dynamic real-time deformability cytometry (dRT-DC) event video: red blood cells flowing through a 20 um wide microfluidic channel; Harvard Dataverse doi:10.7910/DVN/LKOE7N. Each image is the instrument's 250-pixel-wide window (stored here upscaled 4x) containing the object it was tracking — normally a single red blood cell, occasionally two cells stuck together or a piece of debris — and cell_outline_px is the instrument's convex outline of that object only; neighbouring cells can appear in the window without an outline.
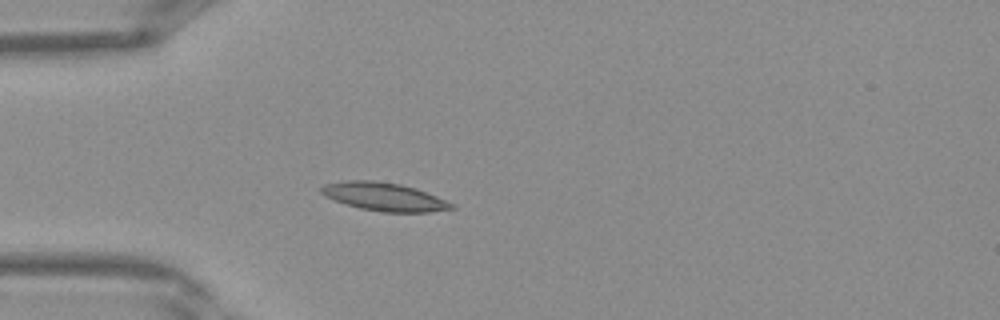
{"species": "Egyptian fruit bat (a non-hibernating species)", "species_latin": "Rousettus aegyptiacus", "temperature_condition": "warm", "stored_images_in_passage": 30, "camera_frame_rate_fps": 3000, "um_per_image_px": 0.085, "frame": {"image": 1, "passage_image": 1, "time_ms": 0.0, "image_size_px": [1000, 320], "cell_outline_px": [[456, 208], [428, 212], [384, 212], [360, 208], [324, 196], [320, 192], [320, 188], [324, 184], [344, 180], [372, 180], [400, 184], [416, 188], [436, 196], [452, 204]], "centroid_in_image_um": [32.62, 16.71], "position_along_channel_um": 52.4, "area_um2": 21.21}}
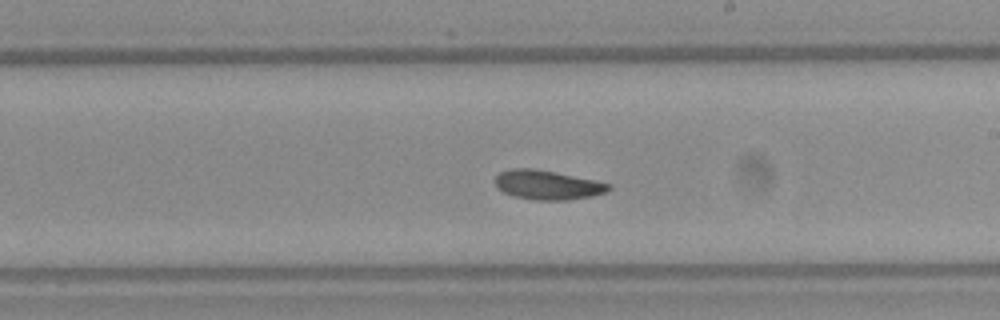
{"frame": {"image": 2, "passage_image": 13, "time_ms": 4.0, "image_size_px": [1000, 320], "cell_outline_px": [[612, 188], [608, 192], [592, 196], [568, 200], [536, 200], [516, 196], [504, 192], [496, 188], [492, 180], [500, 172], [512, 168], [532, 168], [556, 172], [596, 180], [612, 184]], "centroid_in_image_um": [46.55, 15.71], "position_along_channel_um": 242.5, "area_um2": 19.65}}
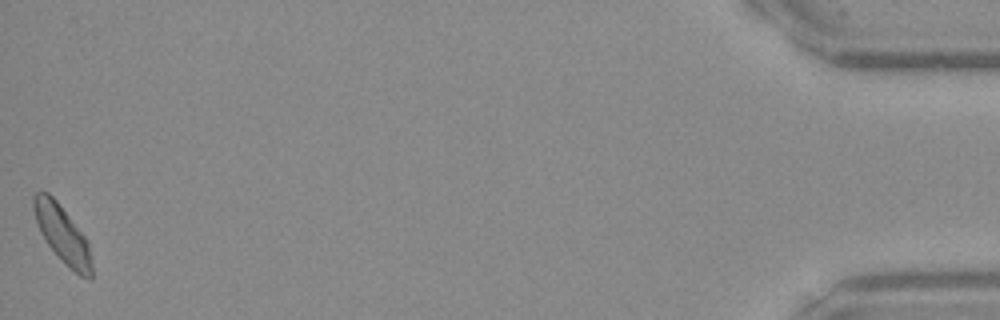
{"frame": {"image": 3, "passage_image": 30, "time_ms": 9.667, "image_size_px": [1000, 320], "cell_outline_px": [[92, 280], [88, 280], [80, 276], [48, 244], [40, 232], [32, 208], [32, 196], [36, 192], [48, 192], [56, 200], [88, 240], [92, 264]], "centroid_in_image_um": [5.31, 19.88], "position_along_channel_um": 429.9, "area_um2": 19.02}}